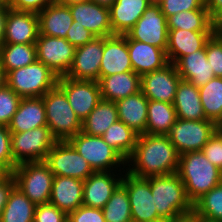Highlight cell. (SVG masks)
Wrapping results in <instances>:
<instances>
[{
    "label": "cell",
    "instance_id": "6da1fadb",
    "mask_svg": "<svg viewBox=\"0 0 222 222\" xmlns=\"http://www.w3.org/2000/svg\"><path fill=\"white\" fill-rule=\"evenodd\" d=\"M178 162L179 154L168 135L140 134L126 171L144 178L169 175L177 173Z\"/></svg>",
    "mask_w": 222,
    "mask_h": 222
},
{
    "label": "cell",
    "instance_id": "7a4b0ae2",
    "mask_svg": "<svg viewBox=\"0 0 222 222\" xmlns=\"http://www.w3.org/2000/svg\"><path fill=\"white\" fill-rule=\"evenodd\" d=\"M177 174L192 204L222 183V170L207 160L202 151L179 155Z\"/></svg>",
    "mask_w": 222,
    "mask_h": 222
},
{
    "label": "cell",
    "instance_id": "3957f363",
    "mask_svg": "<svg viewBox=\"0 0 222 222\" xmlns=\"http://www.w3.org/2000/svg\"><path fill=\"white\" fill-rule=\"evenodd\" d=\"M148 179L157 213L164 221H174L193 214V204L177 173Z\"/></svg>",
    "mask_w": 222,
    "mask_h": 222
},
{
    "label": "cell",
    "instance_id": "277c9868",
    "mask_svg": "<svg viewBox=\"0 0 222 222\" xmlns=\"http://www.w3.org/2000/svg\"><path fill=\"white\" fill-rule=\"evenodd\" d=\"M47 127L57 141H67L81 132L82 122L69 104L65 92L56 85L44 96Z\"/></svg>",
    "mask_w": 222,
    "mask_h": 222
},
{
    "label": "cell",
    "instance_id": "5b68a950",
    "mask_svg": "<svg viewBox=\"0 0 222 222\" xmlns=\"http://www.w3.org/2000/svg\"><path fill=\"white\" fill-rule=\"evenodd\" d=\"M58 76L42 62L36 60L6 74V85L21 98L43 97L58 82Z\"/></svg>",
    "mask_w": 222,
    "mask_h": 222
},
{
    "label": "cell",
    "instance_id": "8992f818",
    "mask_svg": "<svg viewBox=\"0 0 222 222\" xmlns=\"http://www.w3.org/2000/svg\"><path fill=\"white\" fill-rule=\"evenodd\" d=\"M11 173L16 187L35 205L49 203L54 175L45 161L19 164Z\"/></svg>",
    "mask_w": 222,
    "mask_h": 222
},
{
    "label": "cell",
    "instance_id": "52a82bcc",
    "mask_svg": "<svg viewBox=\"0 0 222 222\" xmlns=\"http://www.w3.org/2000/svg\"><path fill=\"white\" fill-rule=\"evenodd\" d=\"M56 141L47 126L25 132H11L14 168L26 162L45 161Z\"/></svg>",
    "mask_w": 222,
    "mask_h": 222
},
{
    "label": "cell",
    "instance_id": "ba28073f",
    "mask_svg": "<svg viewBox=\"0 0 222 222\" xmlns=\"http://www.w3.org/2000/svg\"><path fill=\"white\" fill-rule=\"evenodd\" d=\"M68 141L94 172L114 171L122 165V172L125 173L126 161L101 136H90L81 131Z\"/></svg>",
    "mask_w": 222,
    "mask_h": 222
},
{
    "label": "cell",
    "instance_id": "9c48e42d",
    "mask_svg": "<svg viewBox=\"0 0 222 222\" xmlns=\"http://www.w3.org/2000/svg\"><path fill=\"white\" fill-rule=\"evenodd\" d=\"M216 132L213 121L176 119L168 134L179 155L201 151Z\"/></svg>",
    "mask_w": 222,
    "mask_h": 222
},
{
    "label": "cell",
    "instance_id": "30bf717a",
    "mask_svg": "<svg viewBox=\"0 0 222 222\" xmlns=\"http://www.w3.org/2000/svg\"><path fill=\"white\" fill-rule=\"evenodd\" d=\"M125 172L121 184L129 196L132 222H165L157 213L149 179Z\"/></svg>",
    "mask_w": 222,
    "mask_h": 222
},
{
    "label": "cell",
    "instance_id": "8fae6325",
    "mask_svg": "<svg viewBox=\"0 0 222 222\" xmlns=\"http://www.w3.org/2000/svg\"><path fill=\"white\" fill-rule=\"evenodd\" d=\"M45 162L54 176H65L86 180L94 173L89 163L67 141H56L48 152Z\"/></svg>",
    "mask_w": 222,
    "mask_h": 222
},
{
    "label": "cell",
    "instance_id": "7c38bea8",
    "mask_svg": "<svg viewBox=\"0 0 222 222\" xmlns=\"http://www.w3.org/2000/svg\"><path fill=\"white\" fill-rule=\"evenodd\" d=\"M126 34L132 40L148 43L166 51L168 45L167 18L162 13L160 5L152 2Z\"/></svg>",
    "mask_w": 222,
    "mask_h": 222
},
{
    "label": "cell",
    "instance_id": "4fadbf2b",
    "mask_svg": "<svg viewBox=\"0 0 222 222\" xmlns=\"http://www.w3.org/2000/svg\"><path fill=\"white\" fill-rule=\"evenodd\" d=\"M37 60L49 67L58 77L70 70L75 47L66 39L39 34L35 42Z\"/></svg>",
    "mask_w": 222,
    "mask_h": 222
},
{
    "label": "cell",
    "instance_id": "5bb4252c",
    "mask_svg": "<svg viewBox=\"0 0 222 222\" xmlns=\"http://www.w3.org/2000/svg\"><path fill=\"white\" fill-rule=\"evenodd\" d=\"M57 85L65 92L69 104L82 122L102 100L98 81L59 77Z\"/></svg>",
    "mask_w": 222,
    "mask_h": 222
},
{
    "label": "cell",
    "instance_id": "9a60e30c",
    "mask_svg": "<svg viewBox=\"0 0 222 222\" xmlns=\"http://www.w3.org/2000/svg\"><path fill=\"white\" fill-rule=\"evenodd\" d=\"M181 80L175 64L169 62L163 68L141 76V91L148 100L173 104Z\"/></svg>",
    "mask_w": 222,
    "mask_h": 222
},
{
    "label": "cell",
    "instance_id": "2e32d148",
    "mask_svg": "<svg viewBox=\"0 0 222 222\" xmlns=\"http://www.w3.org/2000/svg\"><path fill=\"white\" fill-rule=\"evenodd\" d=\"M103 49L104 37H95L85 45L76 47L72 66L65 77L99 81Z\"/></svg>",
    "mask_w": 222,
    "mask_h": 222
},
{
    "label": "cell",
    "instance_id": "e0dca14e",
    "mask_svg": "<svg viewBox=\"0 0 222 222\" xmlns=\"http://www.w3.org/2000/svg\"><path fill=\"white\" fill-rule=\"evenodd\" d=\"M76 24L84 26L96 37L113 35L110 23V9L92 0L68 5Z\"/></svg>",
    "mask_w": 222,
    "mask_h": 222
},
{
    "label": "cell",
    "instance_id": "ac0fdd59",
    "mask_svg": "<svg viewBox=\"0 0 222 222\" xmlns=\"http://www.w3.org/2000/svg\"><path fill=\"white\" fill-rule=\"evenodd\" d=\"M115 171H98L84 180L83 205L91 208L102 209L111 198L113 191L121 183L123 173L121 167L117 174ZM116 175H115V174ZM117 177V178H116Z\"/></svg>",
    "mask_w": 222,
    "mask_h": 222
},
{
    "label": "cell",
    "instance_id": "d6986e66",
    "mask_svg": "<svg viewBox=\"0 0 222 222\" xmlns=\"http://www.w3.org/2000/svg\"><path fill=\"white\" fill-rule=\"evenodd\" d=\"M127 71H133L127 46V34L104 37L99 80L102 77Z\"/></svg>",
    "mask_w": 222,
    "mask_h": 222
},
{
    "label": "cell",
    "instance_id": "ffe728a7",
    "mask_svg": "<svg viewBox=\"0 0 222 222\" xmlns=\"http://www.w3.org/2000/svg\"><path fill=\"white\" fill-rule=\"evenodd\" d=\"M38 35L39 19L37 13L9 10L4 43L35 44Z\"/></svg>",
    "mask_w": 222,
    "mask_h": 222
},
{
    "label": "cell",
    "instance_id": "44dd1931",
    "mask_svg": "<svg viewBox=\"0 0 222 222\" xmlns=\"http://www.w3.org/2000/svg\"><path fill=\"white\" fill-rule=\"evenodd\" d=\"M213 34V32L168 29L166 49L168 61L176 64L183 56L203 49Z\"/></svg>",
    "mask_w": 222,
    "mask_h": 222
},
{
    "label": "cell",
    "instance_id": "7402d4cb",
    "mask_svg": "<svg viewBox=\"0 0 222 222\" xmlns=\"http://www.w3.org/2000/svg\"><path fill=\"white\" fill-rule=\"evenodd\" d=\"M127 46L133 71L140 76L161 69L169 63L165 50L132 40L128 35Z\"/></svg>",
    "mask_w": 222,
    "mask_h": 222
},
{
    "label": "cell",
    "instance_id": "603a6c76",
    "mask_svg": "<svg viewBox=\"0 0 222 222\" xmlns=\"http://www.w3.org/2000/svg\"><path fill=\"white\" fill-rule=\"evenodd\" d=\"M83 186V180L54 176L49 202L68 215L83 205Z\"/></svg>",
    "mask_w": 222,
    "mask_h": 222
},
{
    "label": "cell",
    "instance_id": "cb8c5ba5",
    "mask_svg": "<svg viewBox=\"0 0 222 222\" xmlns=\"http://www.w3.org/2000/svg\"><path fill=\"white\" fill-rule=\"evenodd\" d=\"M41 126H47L43 97L21 98L7 126L10 132H25Z\"/></svg>",
    "mask_w": 222,
    "mask_h": 222
},
{
    "label": "cell",
    "instance_id": "d4e9b609",
    "mask_svg": "<svg viewBox=\"0 0 222 222\" xmlns=\"http://www.w3.org/2000/svg\"><path fill=\"white\" fill-rule=\"evenodd\" d=\"M151 4V0H115L109 7L113 34H126Z\"/></svg>",
    "mask_w": 222,
    "mask_h": 222
},
{
    "label": "cell",
    "instance_id": "484cf974",
    "mask_svg": "<svg viewBox=\"0 0 222 222\" xmlns=\"http://www.w3.org/2000/svg\"><path fill=\"white\" fill-rule=\"evenodd\" d=\"M175 66L181 79L196 87L205 85L215 77L213 69L207 61L206 45L201 50L183 56Z\"/></svg>",
    "mask_w": 222,
    "mask_h": 222
},
{
    "label": "cell",
    "instance_id": "4316f807",
    "mask_svg": "<svg viewBox=\"0 0 222 222\" xmlns=\"http://www.w3.org/2000/svg\"><path fill=\"white\" fill-rule=\"evenodd\" d=\"M101 97L116 102L141 91V76L134 71L102 77L99 81Z\"/></svg>",
    "mask_w": 222,
    "mask_h": 222
},
{
    "label": "cell",
    "instance_id": "83f0119b",
    "mask_svg": "<svg viewBox=\"0 0 222 222\" xmlns=\"http://www.w3.org/2000/svg\"><path fill=\"white\" fill-rule=\"evenodd\" d=\"M118 120L124 122L136 133L144 134L147 124L148 99L142 91L115 102Z\"/></svg>",
    "mask_w": 222,
    "mask_h": 222
},
{
    "label": "cell",
    "instance_id": "f1b7e54d",
    "mask_svg": "<svg viewBox=\"0 0 222 222\" xmlns=\"http://www.w3.org/2000/svg\"><path fill=\"white\" fill-rule=\"evenodd\" d=\"M39 34L66 39L67 31L73 23L68 5L52 3L38 13Z\"/></svg>",
    "mask_w": 222,
    "mask_h": 222
},
{
    "label": "cell",
    "instance_id": "f546056e",
    "mask_svg": "<svg viewBox=\"0 0 222 222\" xmlns=\"http://www.w3.org/2000/svg\"><path fill=\"white\" fill-rule=\"evenodd\" d=\"M173 106L178 119H206L203 105L200 101L199 89L194 84L181 80L177 87Z\"/></svg>",
    "mask_w": 222,
    "mask_h": 222
},
{
    "label": "cell",
    "instance_id": "4dcf8cb0",
    "mask_svg": "<svg viewBox=\"0 0 222 222\" xmlns=\"http://www.w3.org/2000/svg\"><path fill=\"white\" fill-rule=\"evenodd\" d=\"M176 119L173 104L148 100L147 124L144 134L168 135Z\"/></svg>",
    "mask_w": 222,
    "mask_h": 222
},
{
    "label": "cell",
    "instance_id": "1f68e13d",
    "mask_svg": "<svg viewBox=\"0 0 222 222\" xmlns=\"http://www.w3.org/2000/svg\"><path fill=\"white\" fill-rule=\"evenodd\" d=\"M117 120L116 103L102 99L82 121L81 131L90 136H102Z\"/></svg>",
    "mask_w": 222,
    "mask_h": 222
},
{
    "label": "cell",
    "instance_id": "d6a6232c",
    "mask_svg": "<svg viewBox=\"0 0 222 222\" xmlns=\"http://www.w3.org/2000/svg\"><path fill=\"white\" fill-rule=\"evenodd\" d=\"M138 136L139 134L127 126L124 122L117 120L101 137L125 161H127L134 151Z\"/></svg>",
    "mask_w": 222,
    "mask_h": 222
},
{
    "label": "cell",
    "instance_id": "836d02e7",
    "mask_svg": "<svg viewBox=\"0 0 222 222\" xmlns=\"http://www.w3.org/2000/svg\"><path fill=\"white\" fill-rule=\"evenodd\" d=\"M36 205L16 186L1 212L0 222H33Z\"/></svg>",
    "mask_w": 222,
    "mask_h": 222
},
{
    "label": "cell",
    "instance_id": "e575fe53",
    "mask_svg": "<svg viewBox=\"0 0 222 222\" xmlns=\"http://www.w3.org/2000/svg\"><path fill=\"white\" fill-rule=\"evenodd\" d=\"M37 60L35 44H9L0 47V61L7 72L28 66Z\"/></svg>",
    "mask_w": 222,
    "mask_h": 222
},
{
    "label": "cell",
    "instance_id": "d590c367",
    "mask_svg": "<svg viewBox=\"0 0 222 222\" xmlns=\"http://www.w3.org/2000/svg\"><path fill=\"white\" fill-rule=\"evenodd\" d=\"M168 29L213 32L212 18L208 9L182 11L167 18Z\"/></svg>",
    "mask_w": 222,
    "mask_h": 222
},
{
    "label": "cell",
    "instance_id": "8d00e7d4",
    "mask_svg": "<svg viewBox=\"0 0 222 222\" xmlns=\"http://www.w3.org/2000/svg\"><path fill=\"white\" fill-rule=\"evenodd\" d=\"M106 222H132L129 196L120 183L102 208Z\"/></svg>",
    "mask_w": 222,
    "mask_h": 222
},
{
    "label": "cell",
    "instance_id": "74e56055",
    "mask_svg": "<svg viewBox=\"0 0 222 222\" xmlns=\"http://www.w3.org/2000/svg\"><path fill=\"white\" fill-rule=\"evenodd\" d=\"M198 89L206 119L214 122L222 110V78L214 77Z\"/></svg>",
    "mask_w": 222,
    "mask_h": 222
},
{
    "label": "cell",
    "instance_id": "f35d334b",
    "mask_svg": "<svg viewBox=\"0 0 222 222\" xmlns=\"http://www.w3.org/2000/svg\"><path fill=\"white\" fill-rule=\"evenodd\" d=\"M193 215L197 219L222 221V183L193 204Z\"/></svg>",
    "mask_w": 222,
    "mask_h": 222
},
{
    "label": "cell",
    "instance_id": "ab89813d",
    "mask_svg": "<svg viewBox=\"0 0 222 222\" xmlns=\"http://www.w3.org/2000/svg\"><path fill=\"white\" fill-rule=\"evenodd\" d=\"M21 97L9 86L0 89V124L8 126L17 111Z\"/></svg>",
    "mask_w": 222,
    "mask_h": 222
},
{
    "label": "cell",
    "instance_id": "60d3db41",
    "mask_svg": "<svg viewBox=\"0 0 222 222\" xmlns=\"http://www.w3.org/2000/svg\"><path fill=\"white\" fill-rule=\"evenodd\" d=\"M157 3L166 18L182 11L207 9L205 0H159Z\"/></svg>",
    "mask_w": 222,
    "mask_h": 222
},
{
    "label": "cell",
    "instance_id": "b9f144b4",
    "mask_svg": "<svg viewBox=\"0 0 222 222\" xmlns=\"http://www.w3.org/2000/svg\"><path fill=\"white\" fill-rule=\"evenodd\" d=\"M206 56L215 77L222 78V35L213 34L206 42Z\"/></svg>",
    "mask_w": 222,
    "mask_h": 222
},
{
    "label": "cell",
    "instance_id": "7bdbcfd3",
    "mask_svg": "<svg viewBox=\"0 0 222 222\" xmlns=\"http://www.w3.org/2000/svg\"><path fill=\"white\" fill-rule=\"evenodd\" d=\"M68 215L49 203L36 205L33 222H67Z\"/></svg>",
    "mask_w": 222,
    "mask_h": 222
},
{
    "label": "cell",
    "instance_id": "ee69618b",
    "mask_svg": "<svg viewBox=\"0 0 222 222\" xmlns=\"http://www.w3.org/2000/svg\"><path fill=\"white\" fill-rule=\"evenodd\" d=\"M201 151L207 160L222 170V132L216 131Z\"/></svg>",
    "mask_w": 222,
    "mask_h": 222
},
{
    "label": "cell",
    "instance_id": "f6af8a7d",
    "mask_svg": "<svg viewBox=\"0 0 222 222\" xmlns=\"http://www.w3.org/2000/svg\"><path fill=\"white\" fill-rule=\"evenodd\" d=\"M0 164L10 173L14 170V160L11 151V132L7 126L0 124Z\"/></svg>",
    "mask_w": 222,
    "mask_h": 222
},
{
    "label": "cell",
    "instance_id": "bcb514c9",
    "mask_svg": "<svg viewBox=\"0 0 222 222\" xmlns=\"http://www.w3.org/2000/svg\"><path fill=\"white\" fill-rule=\"evenodd\" d=\"M67 222H106L102 209L84 205L68 214Z\"/></svg>",
    "mask_w": 222,
    "mask_h": 222
},
{
    "label": "cell",
    "instance_id": "7dc6e473",
    "mask_svg": "<svg viewBox=\"0 0 222 222\" xmlns=\"http://www.w3.org/2000/svg\"><path fill=\"white\" fill-rule=\"evenodd\" d=\"M95 37L96 36L88 31L84 26L76 24V21H73L66 34V40L75 48L85 45L92 41Z\"/></svg>",
    "mask_w": 222,
    "mask_h": 222
},
{
    "label": "cell",
    "instance_id": "c3c4849f",
    "mask_svg": "<svg viewBox=\"0 0 222 222\" xmlns=\"http://www.w3.org/2000/svg\"><path fill=\"white\" fill-rule=\"evenodd\" d=\"M55 0H11L8 6L16 11L40 13Z\"/></svg>",
    "mask_w": 222,
    "mask_h": 222
},
{
    "label": "cell",
    "instance_id": "681fc988",
    "mask_svg": "<svg viewBox=\"0 0 222 222\" xmlns=\"http://www.w3.org/2000/svg\"><path fill=\"white\" fill-rule=\"evenodd\" d=\"M15 186L16 182L12 173L0 182V215L8 201L11 191Z\"/></svg>",
    "mask_w": 222,
    "mask_h": 222
},
{
    "label": "cell",
    "instance_id": "f907efd6",
    "mask_svg": "<svg viewBox=\"0 0 222 222\" xmlns=\"http://www.w3.org/2000/svg\"><path fill=\"white\" fill-rule=\"evenodd\" d=\"M10 9L8 5L0 6V47L4 44L6 21Z\"/></svg>",
    "mask_w": 222,
    "mask_h": 222
},
{
    "label": "cell",
    "instance_id": "816d5d0a",
    "mask_svg": "<svg viewBox=\"0 0 222 222\" xmlns=\"http://www.w3.org/2000/svg\"><path fill=\"white\" fill-rule=\"evenodd\" d=\"M211 18L213 33L216 35H222V8H220Z\"/></svg>",
    "mask_w": 222,
    "mask_h": 222
},
{
    "label": "cell",
    "instance_id": "f5cc1de1",
    "mask_svg": "<svg viewBox=\"0 0 222 222\" xmlns=\"http://www.w3.org/2000/svg\"><path fill=\"white\" fill-rule=\"evenodd\" d=\"M205 6L212 17L220 8H222V0H205Z\"/></svg>",
    "mask_w": 222,
    "mask_h": 222
},
{
    "label": "cell",
    "instance_id": "db71d44e",
    "mask_svg": "<svg viewBox=\"0 0 222 222\" xmlns=\"http://www.w3.org/2000/svg\"><path fill=\"white\" fill-rule=\"evenodd\" d=\"M6 71L4 70L0 61V89L6 86Z\"/></svg>",
    "mask_w": 222,
    "mask_h": 222
},
{
    "label": "cell",
    "instance_id": "11a10c76",
    "mask_svg": "<svg viewBox=\"0 0 222 222\" xmlns=\"http://www.w3.org/2000/svg\"><path fill=\"white\" fill-rule=\"evenodd\" d=\"M165 222H197V218L192 214L174 221H165Z\"/></svg>",
    "mask_w": 222,
    "mask_h": 222
},
{
    "label": "cell",
    "instance_id": "9f6ffc18",
    "mask_svg": "<svg viewBox=\"0 0 222 222\" xmlns=\"http://www.w3.org/2000/svg\"><path fill=\"white\" fill-rule=\"evenodd\" d=\"M213 123H214L216 131L222 132V110L219 116L217 117V119Z\"/></svg>",
    "mask_w": 222,
    "mask_h": 222
},
{
    "label": "cell",
    "instance_id": "6f0895ef",
    "mask_svg": "<svg viewBox=\"0 0 222 222\" xmlns=\"http://www.w3.org/2000/svg\"><path fill=\"white\" fill-rule=\"evenodd\" d=\"M84 1H86V0H55L56 3H59L61 5L78 4V3H81Z\"/></svg>",
    "mask_w": 222,
    "mask_h": 222
},
{
    "label": "cell",
    "instance_id": "680465c9",
    "mask_svg": "<svg viewBox=\"0 0 222 222\" xmlns=\"http://www.w3.org/2000/svg\"><path fill=\"white\" fill-rule=\"evenodd\" d=\"M93 2L102 5V6H106V7H110L115 0H92Z\"/></svg>",
    "mask_w": 222,
    "mask_h": 222
},
{
    "label": "cell",
    "instance_id": "91938a15",
    "mask_svg": "<svg viewBox=\"0 0 222 222\" xmlns=\"http://www.w3.org/2000/svg\"><path fill=\"white\" fill-rule=\"evenodd\" d=\"M9 174L10 172L3 165L0 164V182L5 179Z\"/></svg>",
    "mask_w": 222,
    "mask_h": 222
},
{
    "label": "cell",
    "instance_id": "94428289",
    "mask_svg": "<svg viewBox=\"0 0 222 222\" xmlns=\"http://www.w3.org/2000/svg\"><path fill=\"white\" fill-rule=\"evenodd\" d=\"M197 222H222L217 220L197 219Z\"/></svg>",
    "mask_w": 222,
    "mask_h": 222
},
{
    "label": "cell",
    "instance_id": "6125c7cd",
    "mask_svg": "<svg viewBox=\"0 0 222 222\" xmlns=\"http://www.w3.org/2000/svg\"><path fill=\"white\" fill-rule=\"evenodd\" d=\"M11 0H0V3L2 5H8L10 3Z\"/></svg>",
    "mask_w": 222,
    "mask_h": 222
},
{
    "label": "cell",
    "instance_id": "be15d7a7",
    "mask_svg": "<svg viewBox=\"0 0 222 222\" xmlns=\"http://www.w3.org/2000/svg\"><path fill=\"white\" fill-rule=\"evenodd\" d=\"M152 2H154V3H157L159 0H151Z\"/></svg>",
    "mask_w": 222,
    "mask_h": 222
}]
</instances>
